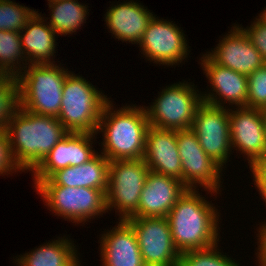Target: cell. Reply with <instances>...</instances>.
I'll return each mask as SVG.
<instances>
[{
  "instance_id": "cell-28",
  "label": "cell",
  "mask_w": 266,
  "mask_h": 266,
  "mask_svg": "<svg viewBox=\"0 0 266 266\" xmlns=\"http://www.w3.org/2000/svg\"><path fill=\"white\" fill-rule=\"evenodd\" d=\"M217 246L181 253L179 266H238L234 260L222 255Z\"/></svg>"
},
{
  "instance_id": "cell-34",
  "label": "cell",
  "mask_w": 266,
  "mask_h": 266,
  "mask_svg": "<svg viewBox=\"0 0 266 266\" xmlns=\"http://www.w3.org/2000/svg\"><path fill=\"white\" fill-rule=\"evenodd\" d=\"M263 122H264V130L266 134V108L262 110Z\"/></svg>"
},
{
  "instance_id": "cell-18",
  "label": "cell",
  "mask_w": 266,
  "mask_h": 266,
  "mask_svg": "<svg viewBox=\"0 0 266 266\" xmlns=\"http://www.w3.org/2000/svg\"><path fill=\"white\" fill-rule=\"evenodd\" d=\"M101 238L103 266H145L134 230L127 221L121 220Z\"/></svg>"
},
{
  "instance_id": "cell-1",
  "label": "cell",
  "mask_w": 266,
  "mask_h": 266,
  "mask_svg": "<svg viewBox=\"0 0 266 266\" xmlns=\"http://www.w3.org/2000/svg\"><path fill=\"white\" fill-rule=\"evenodd\" d=\"M5 131L14 161L22 171L34 170L68 134L56 117L38 115L21 107Z\"/></svg>"
},
{
  "instance_id": "cell-29",
  "label": "cell",
  "mask_w": 266,
  "mask_h": 266,
  "mask_svg": "<svg viewBox=\"0 0 266 266\" xmlns=\"http://www.w3.org/2000/svg\"><path fill=\"white\" fill-rule=\"evenodd\" d=\"M248 79L247 107L266 108V63L253 71Z\"/></svg>"
},
{
  "instance_id": "cell-23",
  "label": "cell",
  "mask_w": 266,
  "mask_h": 266,
  "mask_svg": "<svg viewBox=\"0 0 266 266\" xmlns=\"http://www.w3.org/2000/svg\"><path fill=\"white\" fill-rule=\"evenodd\" d=\"M74 245L62 239L52 241L18 258L21 266H80Z\"/></svg>"
},
{
  "instance_id": "cell-24",
  "label": "cell",
  "mask_w": 266,
  "mask_h": 266,
  "mask_svg": "<svg viewBox=\"0 0 266 266\" xmlns=\"http://www.w3.org/2000/svg\"><path fill=\"white\" fill-rule=\"evenodd\" d=\"M52 11L50 28L56 34H71L84 23L88 11L77 0H55L49 2Z\"/></svg>"
},
{
  "instance_id": "cell-11",
  "label": "cell",
  "mask_w": 266,
  "mask_h": 266,
  "mask_svg": "<svg viewBox=\"0 0 266 266\" xmlns=\"http://www.w3.org/2000/svg\"><path fill=\"white\" fill-rule=\"evenodd\" d=\"M176 142L182 162V182L188 189L196 183L217 192L220 187L221 166L210 158L199 144L196 133L190 129L176 130Z\"/></svg>"
},
{
  "instance_id": "cell-19",
  "label": "cell",
  "mask_w": 266,
  "mask_h": 266,
  "mask_svg": "<svg viewBox=\"0 0 266 266\" xmlns=\"http://www.w3.org/2000/svg\"><path fill=\"white\" fill-rule=\"evenodd\" d=\"M110 161L102 154L79 165L69 166L54 172L37 185H59L65 187H85L103 190L108 188V167Z\"/></svg>"
},
{
  "instance_id": "cell-25",
  "label": "cell",
  "mask_w": 266,
  "mask_h": 266,
  "mask_svg": "<svg viewBox=\"0 0 266 266\" xmlns=\"http://www.w3.org/2000/svg\"><path fill=\"white\" fill-rule=\"evenodd\" d=\"M23 55L26 57L22 50L20 33L0 30V76L17 77L19 75L18 71L21 69L15 71V68H18L17 65L20 64V59H25ZM15 61H17V65Z\"/></svg>"
},
{
  "instance_id": "cell-15",
  "label": "cell",
  "mask_w": 266,
  "mask_h": 266,
  "mask_svg": "<svg viewBox=\"0 0 266 266\" xmlns=\"http://www.w3.org/2000/svg\"><path fill=\"white\" fill-rule=\"evenodd\" d=\"M229 33L231 34L223 38L216 50L207 54L213 62L246 76L265 64L242 27L234 26Z\"/></svg>"
},
{
  "instance_id": "cell-6",
  "label": "cell",
  "mask_w": 266,
  "mask_h": 266,
  "mask_svg": "<svg viewBox=\"0 0 266 266\" xmlns=\"http://www.w3.org/2000/svg\"><path fill=\"white\" fill-rule=\"evenodd\" d=\"M150 169L143 159L110 161L106 208L118 209L121 218L137 217L140 196Z\"/></svg>"
},
{
  "instance_id": "cell-13",
  "label": "cell",
  "mask_w": 266,
  "mask_h": 266,
  "mask_svg": "<svg viewBox=\"0 0 266 266\" xmlns=\"http://www.w3.org/2000/svg\"><path fill=\"white\" fill-rule=\"evenodd\" d=\"M231 146L237 147L248 157V163L266 155V134L262 110L240 107L229 112Z\"/></svg>"
},
{
  "instance_id": "cell-12",
  "label": "cell",
  "mask_w": 266,
  "mask_h": 266,
  "mask_svg": "<svg viewBox=\"0 0 266 266\" xmlns=\"http://www.w3.org/2000/svg\"><path fill=\"white\" fill-rule=\"evenodd\" d=\"M184 35L174 23L155 18L150 20L139 45L143 54L159 64L173 65L182 62L188 48Z\"/></svg>"
},
{
  "instance_id": "cell-5",
  "label": "cell",
  "mask_w": 266,
  "mask_h": 266,
  "mask_svg": "<svg viewBox=\"0 0 266 266\" xmlns=\"http://www.w3.org/2000/svg\"><path fill=\"white\" fill-rule=\"evenodd\" d=\"M54 65L53 63L29 64L28 69H25L26 72L19 71L17 79L21 108L38 115L58 117L62 103V89L69 73Z\"/></svg>"
},
{
  "instance_id": "cell-31",
  "label": "cell",
  "mask_w": 266,
  "mask_h": 266,
  "mask_svg": "<svg viewBox=\"0 0 266 266\" xmlns=\"http://www.w3.org/2000/svg\"><path fill=\"white\" fill-rule=\"evenodd\" d=\"M16 169L21 170L12 156L6 131L0 130V174L17 171Z\"/></svg>"
},
{
  "instance_id": "cell-26",
  "label": "cell",
  "mask_w": 266,
  "mask_h": 266,
  "mask_svg": "<svg viewBox=\"0 0 266 266\" xmlns=\"http://www.w3.org/2000/svg\"><path fill=\"white\" fill-rule=\"evenodd\" d=\"M20 109V87L15 76H0V130H5L10 119Z\"/></svg>"
},
{
  "instance_id": "cell-16",
  "label": "cell",
  "mask_w": 266,
  "mask_h": 266,
  "mask_svg": "<svg viewBox=\"0 0 266 266\" xmlns=\"http://www.w3.org/2000/svg\"><path fill=\"white\" fill-rule=\"evenodd\" d=\"M187 189L176 178L150 171L141 191L137 217H167Z\"/></svg>"
},
{
  "instance_id": "cell-2",
  "label": "cell",
  "mask_w": 266,
  "mask_h": 266,
  "mask_svg": "<svg viewBox=\"0 0 266 266\" xmlns=\"http://www.w3.org/2000/svg\"><path fill=\"white\" fill-rule=\"evenodd\" d=\"M197 193L195 189H187L166 217L180 254L212 247L219 240L216 210Z\"/></svg>"
},
{
  "instance_id": "cell-30",
  "label": "cell",
  "mask_w": 266,
  "mask_h": 266,
  "mask_svg": "<svg viewBox=\"0 0 266 266\" xmlns=\"http://www.w3.org/2000/svg\"><path fill=\"white\" fill-rule=\"evenodd\" d=\"M242 29L266 63V20L259 16L249 29Z\"/></svg>"
},
{
  "instance_id": "cell-20",
  "label": "cell",
  "mask_w": 266,
  "mask_h": 266,
  "mask_svg": "<svg viewBox=\"0 0 266 266\" xmlns=\"http://www.w3.org/2000/svg\"><path fill=\"white\" fill-rule=\"evenodd\" d=\"M152 18V13L131 1L111 7L105 21L116 38L138 44Z\"/></svg>"
},
{
  "instance_id": "cell-9",
  "label": "cell",
  "mask_w": 266,
  "mask_h": 266,
  "mask_svg": "<svg viewBox=\"0 0 266 266\" xmlns=\"http://www.w3.org/2000/svg\"><path fill=\"white\" fill-rule=\"evenodd\" d=\"M35 188L54 213L75 223L107 210L106 193L100 189L59 185H36Z\"/></svg>"
},
{
  "instance_id": "cell-27",
  "label": "cell",
  "mask_w": 266,
  "mask_h": 266,
  "mask_svg": "<svg viewBox=\"0 0 266 266\" xmlns=\"http://www.w3.org/2000/svg\"><path fill=\"white\" fill-rule=\"evenodd\" d=\"M34 9L23 7L10 0H0V30L22 33Z\"/></svg>"
},
{
  "instance_id": "cell-33",
  "label": "cell",
  "mask_w": 266,
  "mask_h": 266,
  "mask_svg": "<svg viewBox=\"0 0 266 266\" xmlns=\"http://www.w3.org/2000/svg\"><path fill=\"white\" fill-rule=\"evenodd\" d=\"M260 233V235H259V239L258 240H260L259 241V248H258V250H259V252H258V260H260L259 261V263H260V265L261 266H266V224H264V225H262V228H260V231H259Z\"/></svg>"
},
{
  "instance_id": "cell-22",
  "label": "cell",
  "mask_w": 266,
  "mask_h": 266,
  "mask_svg": "<svg viewBox=\"0 0 266 266\" xmlns=\"http://www.w3.org/2000/svg\"><path fill=\"white\" fill-rule=\"evenodd\" d=\"M43 22L44 19L35 12L27 21L24 35L19 32L22 50L29 56L26 58H29L31 64H51L50 57L55 53L56 33Z\"/></svg>"
},
{
  "instance_id": "cell-32",
  "label": "cell",
  "mask_w": 266,
  "mask_h": 266,
  "mask_svg": "<svg viewBox=\"0 0 266 266\" xmlns=\"http://www.w3.org/2000/svg\"><path fill=\"white\" fill-rule=\"evenodd\" d=\"M250 168L252 169L256 186L266 203V155L254 161Z\"/></svg>"
},
{
  "instance_id": "cell-7",
  "label": "cell",
  "mask_w": 266,
  "mask_h": 266,
  "mask_svg": "<svg viewBox=\"0 0 266 266\" xmlns=\"http://www.w3.org/2000/svg\"><path fill=\"white\" fill-rule=\"evenodd\" d=\"M193 85L180 83L166 87L146 110L149 125L158 129H190L198 107L204 102Z\"/></svg>"
},
{
  "instance_id": "cell-17",
  "label": "cell",
  "mask_w": 266,
  "mask_h": 266,
  "mask_svg": "<svg viewBox=\"0 0 266 266\" xmlns=\"http://www.w3.org/2000/svg\"><path fill=\"white\" fill-rule=\"evenodd\" d=\"M143 160L150 171L182 181V162L176 142V130L149 127Z\"/></svg>"
},
{
  "instance_id": "cell-3",
  "label": "cell",
  "mask_w": 266,
  "mask_h": 266,
  "mask_svg": "<svg viewBox=\"0 0 266 266\" xmlns=\"http://www.w3.org/2000/svg\"><path fill=\"white\" fill-rule=\"evenodd\" d=\"M111 107L109 100L97 128V132H104L102 154L109 161L143 159L146 134L150 127L146 109L125 106L113 113Z\"/></svg>"
},
{
  "instance_id": "cell-14",
  "label": "cell",
  "mask_w": 266,
  "mask_h": 266,
  "mask_svg": "<svg viewBox=\"0 0 266 266\" xmlns=\"http://www.w3.org/2000/svg\"><path fill=\"white\" fill-rule=\"evenodd\" d=\"M93 134L68 132L33 170L35 185L58 170L69 166H79L91 160L97 154L91 149L92 143L90 142H92Z\"/></svg>"
},
{
  "instance_id": "cell-4",
  "label": "cell",
  "mask_w": 266,
  "mask_h": 266,
  "mask_svg": "<svg viewBox=\"0 0 266 266\" xmlns=\"http://www.w3.org/2000/svg\"><path fill=\"white\" fill-rule=\"evenodd\" d=\"M57 119L68 132L95 133L105 104L109 101L85 78L68 74L62 89Z\"/></svg>"
},
{
  "instance_id": "cell-21",
  "label": "cell",
  "mask_w": 266,
  "mask_h": 266,
  "mask_svg": "<svg viewBox=\"0 0 266 266\" xmlns=\"http://www.w3.org/2000/svg\"><path fill=\"white\" fill-rule=\"evenodd\" d=\"M201 61L213 91L225 101L237 105L238 108L247 107V76L216 64L206 54Z\"/></svg>"
},
{
  "instance_id": "cell-8",
  "label": "cell",
  "mask_w": 266,
  "mask_h": 266,
  "mask_svg": "<svg viewBox=\"0 0 266 266\" xmlns=\"http://www.w3.org/2000/svg\"><path fill=\"white\" fill-rule=\"evenodd\" d=\"M198 107L191 129L196 133L205 153L221 167L226 163L231 147L229 109H225L217 95L205 94Z\"/></svg>"
},
{
  "instance_id": "cell-35",
  "label": "cell",
  "mask_w": 266,
  "mask_h": 266,
  "mask_svg": "<svg viewBox=\"0 0 266 266\" xmlns=\"http://www.w3.org/2000/svg\"><path fill=\"white\" fill-rule=\"evenodd\" d=\"M260 17L266 20V10H264L263 13L260 14Z\"/></svg>"
},
{
  "instance_id": "cell-10",
  "label": "cell",
  "mask_w": 266,
  "mask_h": 266,
  "mask_svg": "<svg viewBox=\"0 0 266 266\" xmlns=\"http://www.w3.org/2000/svg\"><path fill=\"white\" fill-rule=\"evenodd\" d=\"M145 266H179L181 254L174 245L166 217H131Z\"/></svg>"
}]
</instances>
